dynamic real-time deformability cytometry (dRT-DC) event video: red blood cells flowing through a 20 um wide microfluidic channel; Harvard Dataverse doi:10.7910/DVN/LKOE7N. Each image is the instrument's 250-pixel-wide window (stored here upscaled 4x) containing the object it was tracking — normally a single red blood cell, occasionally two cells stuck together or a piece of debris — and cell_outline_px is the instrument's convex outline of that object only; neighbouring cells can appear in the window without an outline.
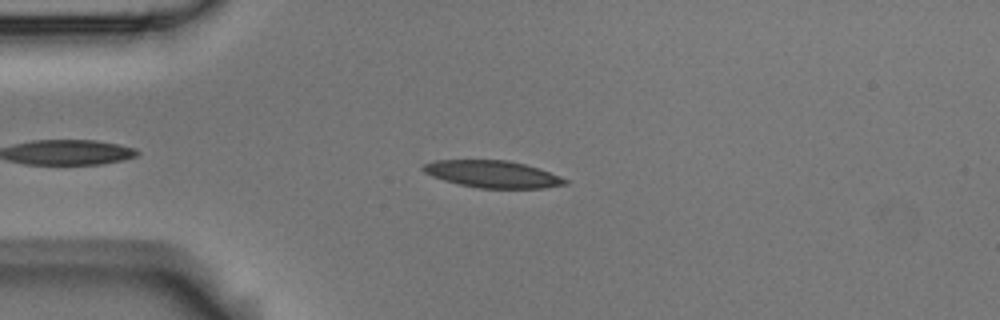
{"species": "Egyptian fruit bat (a non-hibernating species)", "species_latin": "Rousettus aegyptiacus", "temperature_condition": "room temperature", "stored_images_in_passage": 5, "camera_frame_rate_fps": 3000, "um_per_image_px": 0.085, "animal": {"sex": "male"}, "frame": {"image": 1, "passage_image": 2, "time_ms": 0.333, "image_size_px": [1000, 320], "cell_outline_px": [[568, 184], [544, 188], [480, 188], [460, 184], [444, 180], [432, 176], [424, 172], [420, 168], [424, 164], [432, 160], [508, 160], [524, 164], [560, 176], [568, 180]], "centroid_in_image_um": [41.85, 14.8], "position_along_channel_um": 43.2, "area_um2": 22.25}}
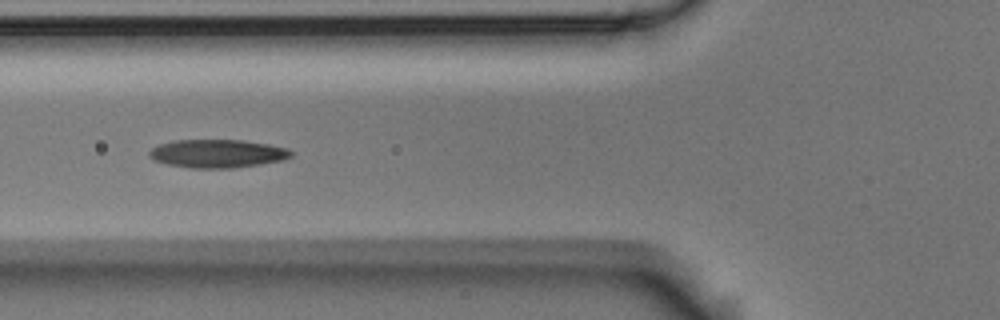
{"frame": {"image": 2, "passage_image": 4, "time_ms": 1.0, "image_size_px": [1000, 320], "cell_outline_px": [[292, 156], [284, 160], [260, 164], [232, 168], [188, 168], [168, 164], [156, 160], [148, 156], [148, 152], [152, 148], [160, 144], [176, 140], [244, 140], [268, 144], [288, 148], [292, 152]], "centroid_in_image_um": [18.5, 13.05], "position_along_channel_um": 107.3, "area_um2": 23.35}}
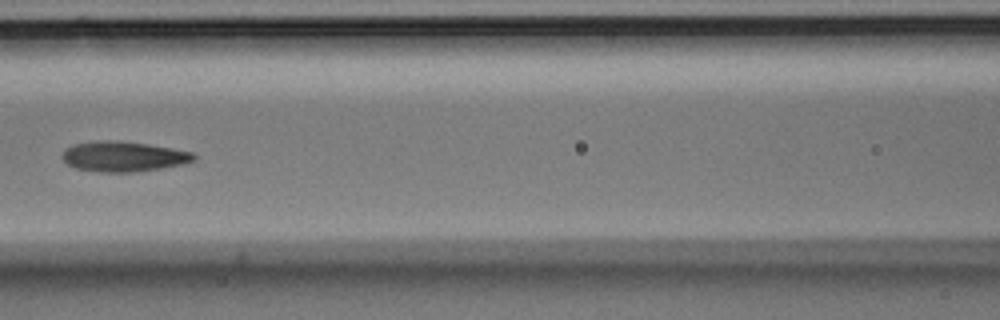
{"frame": {"image": 3, "passage_image": 5, "time_ms": 1.333, "image_size_px": [1000, 320], "cell_outline_px": [[196, 160], [184, 164], [160, 168], [132, 172], [100, 172], [76, 168], [68, 164], [60, 156], [64, 148], [72, 144], [100, 140], [108, 140], [148, 144], [172, 148], [192, 152], [196, 156]], "centroid_in_image_um": [10.47, 13.3], "position_along_channel_um": 156.1, "area_um2": 23.18}}